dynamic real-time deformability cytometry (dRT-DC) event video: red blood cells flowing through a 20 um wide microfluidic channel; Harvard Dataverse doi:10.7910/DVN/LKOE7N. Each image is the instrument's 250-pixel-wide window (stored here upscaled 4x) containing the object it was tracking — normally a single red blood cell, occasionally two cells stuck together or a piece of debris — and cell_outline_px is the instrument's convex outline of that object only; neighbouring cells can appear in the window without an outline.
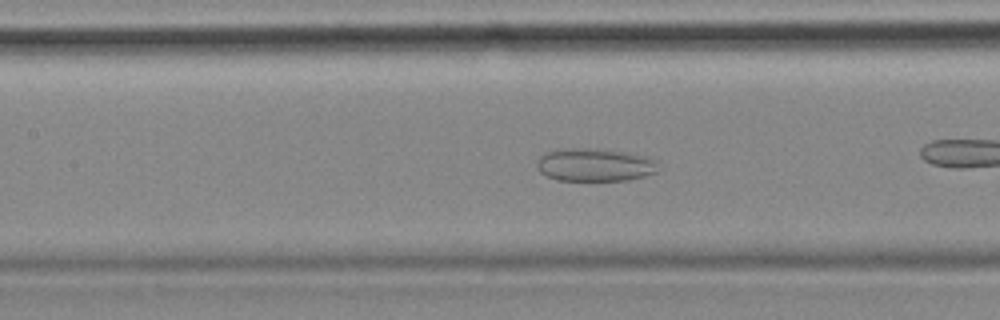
{"species": "common noctule bat (a hibernating species)", "species_latin": "Nyctalus noctula", "temperature_condition": "cold", "stored_images_in_passage": 57, "camera_frame_rate_fps": 3000, "um_per_image_px": 0.085, "animal": {"sex": "female", "body_mass_g": 18.4}, "frame": {"image": 1, "passage_image": 25, "time_ms": 8.0, "image_size_px": [1000, 320], "cell_outline_px": [[660, 168], [656, 172], [644, 176], [628, 180], [556, 180], [540, 172], [536, 164], [540, 156], [544, 152], [568, 148], [596, 148], [648, 156], [656, 160]], "centroid_in_image_um": [50.57, 14.0], "position_along_channel_um": 156.8, "area_um2": 23.41}}